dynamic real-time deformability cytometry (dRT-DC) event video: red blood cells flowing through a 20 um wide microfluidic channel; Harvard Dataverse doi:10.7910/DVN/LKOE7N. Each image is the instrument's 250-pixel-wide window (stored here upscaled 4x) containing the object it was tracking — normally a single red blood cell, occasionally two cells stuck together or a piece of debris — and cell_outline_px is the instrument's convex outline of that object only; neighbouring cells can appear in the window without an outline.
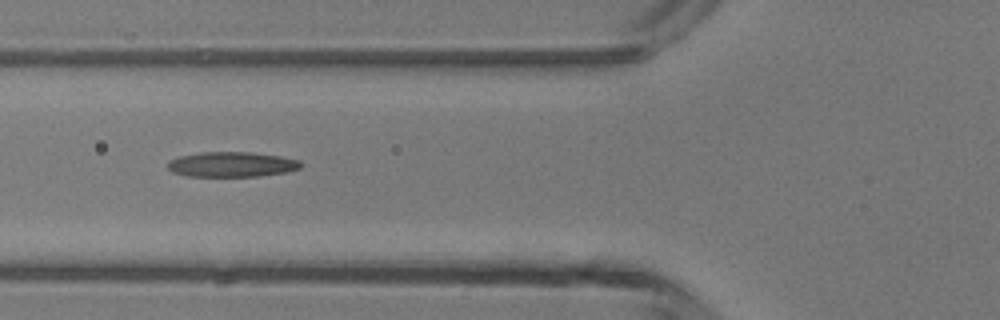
{"species": "common noctule bat (a hibernating species)", "species_latin": "Nyctalus noctula", "temperature_condition": "room temperature", "stored_images_in_passage": 4, "camera_frame_rate_fps": 3000, "um_per_image_px": 0.085, "animal": {"sex": "male", "body_mass_g": 13.3}, "frame": {"image": 1, "passage_image": 3, "time_ms": 3.333, "image_size_px": [1000, 320], "cell_outline_px": [[304, 164], [300, 168], [288, 172], [260, 176], [188, 176], [172, 172], [168, 168], [168, 160], [180, 156], [200, 152], [252, 152], [280, 156], [300, 160]], "centroid_in_image_um": [19.73, 13.97], "position_along_channel_um": 106.1, "area_um2": 19.59}}
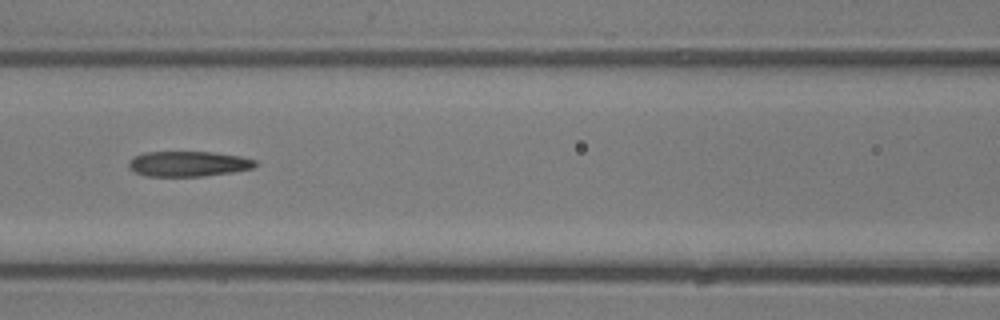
{"frame": {"image": 2, "passage_image": 4, "time_ms": 4.333, "image_size_px": [1000, 320], "cell_outline_px": [[256, 164], [252, 168], [232, 172], [204, 176], [148, 176], [136, 172], [128, 168], [128, 164], [136, 156], [144, 152], [212, 152], [240, 156], [256, 160]], "centroid_in_image_um": [16.02, 13.92], "position_along_channel_um": 150.6, "area_um2": 18.44}}